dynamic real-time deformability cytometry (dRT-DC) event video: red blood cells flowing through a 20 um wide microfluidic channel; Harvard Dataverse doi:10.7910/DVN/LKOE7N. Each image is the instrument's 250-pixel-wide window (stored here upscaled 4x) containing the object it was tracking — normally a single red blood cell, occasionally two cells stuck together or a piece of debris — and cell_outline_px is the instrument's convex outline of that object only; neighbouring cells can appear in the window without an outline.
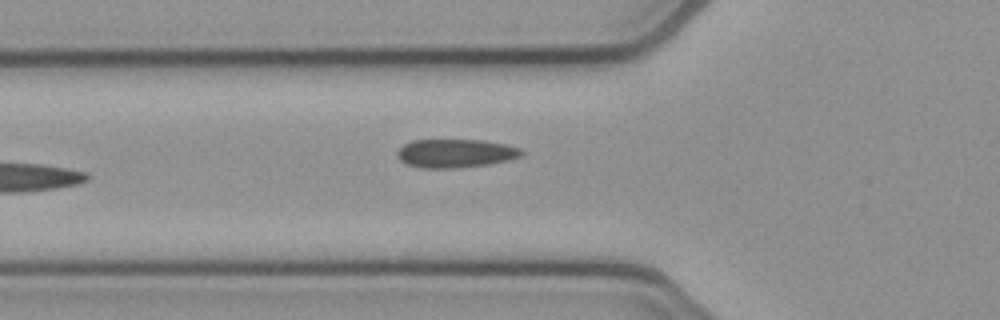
{"species": "common noctule bat (a hibernating species)", "species_latin": "Nyctalus noctula", "temperature_condition": "cold", "stored_images_in_passage": 5, "camera_frame_rate_fps": 3000, "um_per_image_px": 0.085, "animal": {"sex": "female", "body_mass_g": 21.9}, "frame": {"image": 1, "passage_image": 5, "time_ms": 1.333, "image_size_px": [1000, 320], "cell_outline_px": [[524, 152], [520, 156], [508, 160], [488, 164], [456, 168], [420, 168], [408, 164], [400, 160], [396, 156], [396, 152], [404, 144], [412, 140], [484, 140], [504, 144], [520, 148]], "centroid_in_image_um": [38.69, 13.03], "position_along_channel_um": 87.1, "area_um2": 20.63}}